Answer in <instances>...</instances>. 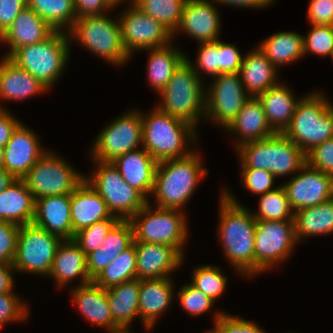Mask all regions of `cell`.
<instances>
[{
  "label": "cell",
  "mask_w": 333,
  "mask_h": 333,
  "mask_svg": "<svg viewBox=\"0 0 333 333\" xmlns=\"http://www.w3.org/2000/svg\"><path fill=\"white\" fill-rule=\"evenodd\" d=\"M178 290V300L180 307L186 311L190 316L203 315L211 310L215 302L209 297L204 295L199 289L194 287L191 283L183 284Z\"/></svg>",
  "instance_id": "46"
},
{
  "label": "cell",
  "mask_w": 333,
  "mask_h": 333,
  "mask_svg": "<svg viewBox=\"0 0 333 333\" xmlns=\"http://www.w3.org/2000/svg\"><path fill=\"white\" fill-rule=\"evenodd\" d=\"M303 36L291 31H282L267 37L258 44V47L279 70L282 65L302 59L304 56Z\"/></svg>",
  "instance_id": "36"
},
{
  "label": "cell",
  "mask_w": 333,
  "mask_h": 333,
  "mask_svg": "<svg viewBox=\"0 0 333 333\" xmlns=\"http://www.w3.org/2000/svg\"><path fill=\"white\" fill-rule=\"evenodd\" d=\"M116 19L109 18L107 14L76 18L68 31L70 42L76 40L109 64L122 66L131 57L123 47L121 27L118 17Z\"/></svg>",
  "instance_id": "9"
},
{
  "label": "cell",
  "mask_w": 333,
  "mask_h": 333,
  "mask_svg": "<svg viewBox=\"0 0 333 333\" xmlns=\"http://www.w3.org/2000/svg\"><path fill=\"white\" fill-rule=\"evenodd\" d=\"M283 134L305 154L333 138V105L325 93L314 91L302 96Z\"/></svg>",
  "instance_id": "4"
},
{
  "label": "cell",
  "mask_w": 333,
  "mask_h": 333,
  "mask_svg": "<svg viewBox=\"0 0 333 333\" xmlns=\"http://www.w3.org/2000/svg\"><path fill=\"white\" fill-rule=\"evenodd\" d=\"M240 172L243 187L247 188L252 194L260 196L278 187L273 186L276 177L270 171L255 168H241Z\"/></svg>",
  "instance_id": "49"
},
{
  "label": "cell",
  "mask_w": 333,
  "mask_h": 333,
  "mask_svg": "<svg viewBox=\"0 0 333 333\" xmlns=\"http://www.w3.org/2000/svg\"><path fill=\"white\" fill-rule=\"evenodd\" d=\"M148 202L129 221L136 242L158 243L175 248L184 258L188 222L180 209L159 208Z\"/></svg>",
  "instance_id": "8"
},
{
  "label": "cell",
  "mask_w": 333,
  "mask_h": 333,
  "mask_svg": "<svg viewBox=\"0 0 333 333\" xmlns=\"http://www.w3.org/2000/svg\"><path fill=\"white\" fill-rule=\"evenodd\" d=\"M194 149L183 158L159 161L156 166L152 196L159 208L183 210L192 197L199 180L209 170L204 168L202 157Z\"/></svg>",
  "instance_id": "2"
},
{
  "label": "cell",
  "mask_w": 333,
  "mask_h": 333,
  "mask_svg": "<svg viewBox=\"0 0 333 333\" xmlns=\"http://www.w3.org/2000/svg\"><path fill=\"white\" fill-rule=\"evenodd\" d=\"M277 71L278 69L257 46L244 55L239 74L246 92L250 96L257 97L268 88L280 83Z\"/></svg>",
  "instance_id": "31"
},
{
  "label": "cell",
  "mask_w": 333,
  "mask_h": 333,
  "mask_svg": "<svg viewBox=\"0 0 333 333\" xmlns=\"http://www.w3.org/2000/svg\"><path fill=\"white\" fill-rule=\"evenodd\" d=\"M22 179L36 200L45 196L71 195L85 180V175L48 150Z\"/></svg>",
  "instance_id": "11"
},
{
  "label": "cell",
  "mask_w": 333,
  "mask_h": 333,
  "mask_svg": "<svg viewBox=\"0 0 333 333\" xmlns=\"http://www.w3.org/2000/svg\"><path fill=\"white\" fill-rule=\"evenodd\" d=\"M303 36L304 56L311 53L320 57L331 56L333 51V26L311 25Z\"/></svg>",
  "instance_id": "43"
},
{
  "label": "cell",
  "mask_w": 333,
  "mask_h": 333,
  "mask_svg": "<svg viewBox=\"0 0 333 333\" xmlns=\"http://www.w3.org/2000/svg\"><path fill=\"white\" fill-rule=\"evenodd\" d=\"M20 226L0 220V263L13 264Z\"/></svg>",
  "instance_id": "50"
},
{
  "label": "cell",
  "mask_w": 333,
  "mask_h": 333,
  "mask_svg": "<svg viewBox=\"0 0 333 333\" xmlns=\"http://www.w3.org/2000/svg\"><path fill=\"white\" fill-rule=\"evenodd\" d=\"M14 271L12 264L0 263V293H14Z\"/></svg>",
  "instance_id": "57"
},
{
  "label": "cell",
  "mask_w": 333,
  "mask_h": 333,
  "mask_svg": "<svg viewBox=\"0 0 333 333\" xmlns=\"http://www.w3.org/2000/svg\"><path fill=\"white\" fill-rule=\"evenodd\" d=\"M39 137L22 122L3 147L4 169L16 179H22L48 151L40 145Z\"/></svg>",
  "instance_id": "18"
},
{
  "label": "cell",
  "mask_w": 333,
  "mask_h": 333,
  "mask_svg": "<svg viewBox=\"0 0 333 333\" xmlns=\"http://www.w3.org/2000/svg\"><path fill=\"white\" fill-rule=\"evenodd\" d=\"M218 238L227 261L243 276H255L256 219L227 189L221 191Z\"/></svg>",
  "instance_id": "1"
},
{
  "label": "cell",
  "mask_w": 333,
  "mask_h": 333,
  "mask_svg": "<svg viewBox=\"0 0 333 333\" xmlns=\"http://www.w3.org/2000/svg\"><path fill=\"white\" fill-rule=\"evenodd\" d=\"M133 227L129 220H119L108 232L102 245L88 253L87 272L91 280L133 243Z\"/></svg>",
  "instance_id": "29"
},
{
  "label": "cell",
  "mask_w": 333,
  "mask_h": 333,
  "mask_svg": "<svg viewBox=\"0 0 333 333\" xmlns=\"http://www.w3.org/2000/svg\"><path fill=\"white\" fill-rule=\"evenodd\" d=\"M118 20L123 47L130 57L135 52L164 47L173 42L172 33L165 26L146 15L133 3L119 13Z\"/></svg>",
  "instance_id": "15"
},
{
  "label": "cell",
  "mask_w": 333,
  "mask_h": 333,
  "mask_svg": "<svg viewBox=\"0 0 333 333\" xmlns=\"http://www.w3.org/2000/svg\"><path fill=\"white\" fill-rule=\"evenodd\" d=\"M116 333H129L127 331H119V332H116Z\"/></svg>",
  "instance_id": "63"
},
{
  "label": "cell",
  "mask_w": 333,
  "mask_h": 333,
  "mask_svg": "<svg viewBox=\"0 0 333 333\" xmlns=\"http://www.w3.org/2000/svg\"><path fill=\"white\" fill-rule=\"evenodd\" d=\"M225 130L237 134L235 135L237 139L234 141L235 148L245 143L264 140L275 134L267 122L262 103L253 96L245 102L236 118Z\"/></svg>",
  "instance_id": "28"
},
{
  "label": "cell",
  "mask_w": 333,
  "mask_h": 333,
  "mask_svg": "<svg viewBox=\"0 0 333 333\" xmlns=\"http://www.w3.org/2000/svg\"><path fill=\"white\" fill-rule=\"evenodd\" d=\"M134 279H136V250L132 243L92 281L107 290Z\"/></svg>",
  "instance_id": "39"
},
{
  "label": "cell",
  "mask_w": 333,
  "mask_h": 333,
  "mask_svg": "<svg viewBox=\"0 0 333 333\" xmlns=\"http://www.w3.org/2000/svg\"><path fill=\"white\" fill-rule=\"evenodd\" d=\"M142 145V119L138 109L128 110L103 128L89 152L92 160L112 162Z\"/></svg>",
  "instance_id": "14"
},
{
  "label": "cell",
  "mask_w": 333,
  "mask_h": 333,
  "mask_svg": "<svg viewBox=\"0 0 333 333\" xmlns=\"http://www.w3.org/2000/svg\"><path fill=\"white\" fill-rule=\"evenodd\" d=\"M55 30L28 6L24 8L13 23L0 36V42L8 44L9 57L16 49L31 44L40 43Z\"/></svg>",
  "instance_id": "25"
},
{
  "label": "cell",
  "mask_w": 333,
  "mask_h": 333,
  "mask_svg": "<svg viewBox=\"0 0 333 333\" xmlns=\"http://www.w3.org/2000/svg\"><path fill=\"white\" fill-rule=\"evenodd\" d=\"M214 0H187L178 28L172 34L184 32L198 43L214 42L219 39L221 20Z\"/></svg>",
  "instance_id": "19"
},
{
  "label": "cell",
  "mask_w": 333,
  "mask_h": 333,
  "mask_svg": "<svg viewBox=\"0 0 333 333\" xmlns=\"http://www.w3.org/2000/svg\"><path fill=\"white\" fill-rule=\"evenodd\" d=\"M27 6L55 31L68 32L76 20L74 0H27Z\"/></svg>",
  "instance_id": "38"
},
{
  "label": "cell",
  "mask_w": 333,
  "mask_h": 333,
  "mask_svg": "<svg viewBox=\"0 0 333 333\" xmlns=\"http://www.w3.org/2000/svg\"><path fill=\"white\" fill-rule=\"evenodd\" d=\"M256 220L290 221L294 219V210L288 201L285 188L276 189L260 195L258 211L252 212Z\"/></svg>",
  "instance_id": "41"
},
{
  "label": "cell",
  "mask_w": 333,
  "mask_h": 333,
  "mask_svg": "<svg viewBox=\"0 0 333 333\" xmlns=\"http://www.w3.org/2000/svg\"><path fill=\"white\" fill-rule=\"evenodd\" d=\"M16 178L4 168L0 169V192L6 189Z\"/></svg>",
  "instance_id": "59"
},
{
  "label": "cell",
  "mask_w": 333,
  "mask_h": 333,
  "mask_svg": "<svg viewBox=\"0 0 333 333\" xmlns=\"http://www.w3.org/2000/svg\"><path fill=\"white\" fill-rule=\"evenodd\" d=\"M13 116L7 109H0V147L8 143L13 131L21 123Z\"/></svg>",
  "instance_id": "56"
},
{
  "label": "cell",
  "mask_w": 333,
  "mask_h": 333,
  "mask_svg": "<svg viewBox=\"0 0 333 333\" xmlns=\"http://www.w3.org/2000/svg\"><path fill=\"white\" fill-rule=\"evenodd\" d=\"M94 161L96 170L86 182L106 202L110 213L120 220H129L149 201L135 188L124 181L112 162Z\"/></svg>",
  "instance_id": "10"
},
{
  "label": "cell",
  "mask_w": 333,
  "mask_h": 333,
  "mask_svg": "<svg viewBox=\"0 0 333 333\" xmlns=\"http://www.w3.org/2000/svg\"><path fill=\"white\" fill-rule=\"evenodd\" d=\"M244 56L238 48L231 43L219 39V75L239 73Z\"/></svg>",
  "instance_id": "52"
},
{
  "label": "cell",
  "mask_w": 333,
  "mask_h": 333,
  "mask_svg": "<svg viewBox=\"0 0 333 333\" xmlns=\"http://www.w3.org/2000/svg\"><path fill=\"white\" fill-rule=\"evenodd\" d=\"M216 3H221V5L225 4L227 6H236V7H246L247 8H265L273 4L275 0H214Z\"/></svg>",
  "instance_id": "58"
},
{
  "label": "cell",
  "mask_w": 333,
  "mask_h": 333,
  "mask_svg": "<svg viewBox=\"0 0 333 333\" xmlns=\"http://www.w3.org/2000/svg\"><path fill=\"white\" fill-rule=\"evenodd\" d=\"M70 45L68 32L54 31L40 43L16 49L8 58L51 89L67 66Z\"/></svg>",
  "instance_id": "7"
},
{
  "label": "cell",
  "mask_w": 333,
  "mask_h": 333,
  "mask_svg": "<svg viewBox=\"0 0 333 333\" xmlns=\"http://www.w3.org/2000/svg\"><path fill=\"white\" fill-rule=\"evenodd\" d=\"M282 186L294 211L333 199V177L307 163Z\"/></svg>",
  "instance_id": "17"
},
{
  "label": "cell",
  "mask_w": 333,
  "mask_h": 333,
  "mask_svg": "<svg viewBox=\"0 0 333 333\" xmlns=\"http://www.w3.org/2000/svg\"><path fill=\"white\" fill-rule=\"evenodd\" d=\"M35 199L23 179H15L0 192V220L19 226L33 222Z\"/></svg>",
  "instance_id": "33"
},
{
  "label": "cell",
  "mask_w": 333,
  "mask_h": 333,
  "mask_svg": "<svg viewBox=\"0 0 333 333\" xmlns=\"http://www.w3.org/2000/svg\"><path fill=\"white\" fill-rule=\"evenodd\" d=\"M306 163L333 177V138L306 153Z\"/></svg>",
  "instance_id": "51"
},
{
  "label": "cell",
  "mask_w": 333,
  "mask_h": 333,
  "mask_svg": "<svg viewBox=\"0 0 333 333\" xmlns=\"http://www.w3.org/2000/svg\"><path fill=\"white\" fill-rule=\"evenodd\" d=\"M76 18L104 15L114 9L110 0H74Z\"/></svg>",
  "instance_id": "54"
},
{
  "label": "cell",
  "mask_w": 333,
  "mask_h": 333,
  "mask_svg": "<svg viewBox=\"0 0 333 333\" xmlns=\"http://www.w3.org/2000/svg\"><path fill=\"white\" fill-rule=\"evenodd\" d=\"M149 52L147 62V78L149 85L153 87L154 91L160 93L167 85L174 71L186 59L185 52L174 46L171 42L169 45L145 49Z\"/></svg>",
  "instance_id": "35"
},
{
  "label": "cell",
  "mask_w": 333,
  "mask_h": 333,
  "mask_svg": "<svg viewBox=\"0 0 333 333\" xmlns=\"http://www.w3.org/2000/svg\"><path fill=\"white\" fill-rule=\"evenodd\" d=\"M172 277L161 279L140 280L138 299L139 318L146 331H150L156 325L157 319L162 317L170 307L174 294Z\"/></svg>",
  "instance_id": "22"
},
{
  "label": "cell",
  "mask_w": 333,
  "mask_h": 333,
  "mask_svg": "<svg viewBox=\"0 0 333 333\" xmlns=\"http://www.w3.org/2000/svg\"><path fill=\"white\" fill-rule=\"evenodd\" d=\"M241 168L270 171L275 177L297 173L306 164V154L283 133L236 148Z\"/></svg>",
  "instance_id": "6"
},
{
  "label": "cell",
  "mask_w": 333,
  "mask_h": 333,
  "mask_svg": "<svg viewBox=\"0 0 333 333\" xmlns=\"http://www.w3.org/2000/svg\"><path fill=\"white\" fill-rule=\"evenodd\" d=\"M122 1H123V0H110V2H111L115 7L118 6L119 3H123ZM124 1H126V0H124ZM129 1H131L130 3H133V2H134V0H129Z\"/></svg>",
  "instance_id": "61"
},
{
  "label": "cell",
  "mask_w": 333,
  "mask_h": 333,
  "mask_svg": "<svg viewBox=\"0 0 333 333\" xmlns=\"http://www.w3.org/2000/svg\"><path fill=\"white\" fill-rule=\"evenodd\" d=\"M4 168V151L3 147H0V169Z\"/></svg>",
  "instance_id": "60"
},
{
  "label": "cell",
  "mask_w": 333,
  "mask_h": 333,
  "mask_svg": "<svg viewBox=\"0 0 333 333\" xmlns=\"http://www.w3.org/2000/svg\"><path fill=\"white\" fill-rule=\"evenodd\" d=\"M257 98L262 103L267 122L275 133H283L289 126L301 99L296 98L290 88L281 82L260 93Z\"/></svg>",
  "instance_id": "32"
},
{
  "label": "cell",
  "mask_w": 333,
  "mask_h": 333,
  "mask_svg": "<svg viewBox=\"0 0 333 333\" xmlns=\"http://www.w3.org/2000/svg\"><path fill=\"white\" fill-rule=\"evenodd\" d=\"M213 321L214 330L217 333H266L253 321L220 311H216Z\"/></svg>",
  "instance_id": "48"
},
{
  "label": "cell",
  "mask_w": 333,
  "mask_h": 333,
  "mask_svg": "<svg viewBox=\"0 0 333 333\" xmlns=\"http://www.w3.org/2000/svg\"><path fill=\"white\" fill-rule=\"evenodd\" d=\"M219 266L205 264L193 270L191 284L214 302L226 292L227 277Z\"/></svg>",
  "instance_id": "42"
},
{
  "label": "cell",
  "mask_w": 333,
  "mask_h": 333,
  "mask_svg": "<svg viewBox=\"0 0 333 333\" xmlns=\"http://www.w3.org/2000/svg\"><path fill=\"white\" fill-rule=\"evenodd\" d=\"M308 6L310 25L333 26V0H311Z\"/></svg>",
  "instance_id": "53"
},
{
  "label": "cell",
  "mask_w": 333,
  "mask_h": 333,
  "mask_svg": "<svg viewBox=\"0 0 333 333\" xmlns=\"http://www.w3.org/2000/svg\"><path fill=\"white\" fill-rule=\"evenodd\" d=\"M205 333H217L215 330H214V328L213 329H211V330H208V331H206Z\"/></svg>",
  "instance_id": "62"
},
{
  "label": "cell",
  "mask_w": 333,
  "mask_h": 333,
  "mask_svg": "<svg viewBox=\"0 0 333 333\" xmlns=\"http://www.w3.org/2000/svg\"><path fill=\"white\" fill-rule=\"evenodd\" d=\"M133 243L136 250V279L167 278L184 264V257L173 247L134 240Z\"/></svg>",
  "instance_id": "20"
},
{
  "label": "cell",
  "mask_w": 333,
  "mask_h": 333,
  "mask_svg": "<svg viewBox=\"0 0 333 333\" xmlns=\"http://www.w3.org/2000/svg\"><path fill=\"white\" fill-rule=\"evenodd\" d=\"M293 220L297 242L304 237L333 233V199L294 211Z\"/></svg>",
  "instance_id": "37"
},
{
  "label": "cell",
  "mask_w": 333,
  "mask_h": 333,
  "mask_svg": "<svg viewBox=\"0 0 333 333\" xmlns=\"http://www.w3.org/2000/svg\"><path fill=\"white\" fill-rule=\"evenodd\" d=\"M48 278L54 279L59 288L79 278V286L92 282L87 272L86 254L73 240H62L58 245Z\"/></svg>",
  "instance_id": "26"
},
{
  "label": "cell",
  "mask_w": 333,
  "mask_h": 333,
  "mask_svg": "<svg viewBox=\"0 0 333 333\" xmlns=\"http://www.w3.org/2000/svg\"><path fill=\"white\" fill-rule=\"evenodd\" d=\"M195 73L201 78L202 74L212 75V78L219 75V39L214 42L199 43L196 62L193 63L186 55ZM202 72V73H200ZM204 72V73H203Z\"/></svg>",
  "instance_id": "45"
},
{
  "label": "cell",
  "mask_w": 333,
  "mask_h": 333,
  "mask_svg": "<svg viewBox=\"0 0 333 333\" xmlns=\"http://www.w3.org/2000/svg\"><path fill=\"white\" fill-rule=\"evenodd\" d=\"M185 59L174 71L167 85L158 93L157 107L165 113L187 121L196 129L206 114V87Z\"/></svg>",
  "instance_id": "5"
},
{
  "label": "cell",
  "mask_w": 333,
  "mask_h": 333,
  "mask_svg": "<svg viewBox=\"0 0 333 333\" xmlns=\"http://www.w3.org/2000/svg\"><path fill=\"white\" fill-rule=\"evenodd\" d=\"M140 280L134 279L107 289L111 314L115 321V333L129 330L132 321L139 317L138 299Z\"/></svg>",
  "instance_id": "34"
},
{
  "label": "cell",
  "mask_w": 333,
  "mask_h": 333,
  "mask_svg": "<svg viewBox=\"0 0 333 333\" xmlns=\"http://www.w3.org/2000/svg\"><path fill=\"white\" fill-rule=\"evenodd\" d=\"M70 215L72 223V240L78 231L103 220H120L113 216L106 202L84 180L71 194Z\"/></svg>",
  "instance_id": "21"
},
{
  "label": "cell",
  "mask_w": 333,
  "mask_h": 333,
  "mask_svg": "<svg viewBox=\"0 0 333 333\" xmlns=\"http://www.w3.org/2000/svg\"><path fill=\"white\" fill-rule=\"evenodd\" d=\"M26 7L27 0H0V36Z\"/></svg>",
  "instance_id": "55"
},
{
  "label": "cell",
  "mask_w": 333,
  "mask_h": 333,
  "mask_svg": "<svg viewBox=\"0 0 333 333\" xmlns=\"http://www.w3.org/2000/svg\"><path fill=\"white\" fill-rule=\"evenodd\" d=\"M29 309L16 293H0V331L6 323L27 320Z\"/></svg>",
  "instance_id": "47"
},
{
  "label": "cell",
  "mask_w": 333,
  "mask_h": 333,
  "mask_svg": "<svg viewBox=\"0 0 333 333\" xmlns=\"http://www.w3.org/2000/svg\"><path fill=\"white\" fill-rule=\"evenodd\" d=\"M142 146L157 162L183 158L194 151L198 129L187 121L171 116L157 106L143 115ZM197 131V132H196ZM193 143V144H192ZM189 147V148H188ZM189 149V150H188Z\"/></svg>",
  "instance_id": "3"
},
{
  "label": "cell",
  "mask_w": 333,
  "mask_h": 333,
  "mask_svg": "<svg viewBox=\"0 0 333 333\" xmlns=\"http://www.w3.org/2000/svg\"><path fill=\"white\" fill-rule=\"evenodd\" d=\"M71 195L45 196L35 200L33 224L62 240H72Z\"/></svg>",
  "instance_id": "23"
},
{
  "label": "cell",
  "mask_w": 333,
  "mask_h": 333,
  "mask_svg": "<svg viewBox=\"0 0 333 333\" xmlns=\"http://www.w3.org/2000/svg\"><path fill=\"white\" fill-rule=\"evenodd\" d=\"M62 239L33 223L20 226L13 261L15 272L47 277Z\"/></svg>",
  "instance_id": "12"
},
{
  "label": "cell",
  "mask_w": 333,
  "mask_h": 333,
  "mask_svg": "<svg viewBox=\"0 0 333 333\" xmlns=\"http://www.w3.org/2000/svg\"><path fill=\"white\" fill-rule=\"evenodd\" d=\"M187 0H134L142 12L159 21L172 34L178 28Z\"/></svg>",
  "instance_id": "40"
},
{
  "label": "cell",
  "mask_w": 333,
  "mask_h": 333,
  "mask_svg": "<svg viewBox=\"0 0 333 333\" xmlns=\"http://www.w3.org/2000/svg\"><path fill=\"white\" fill-rule=\"evenodd\" d=\"M206 87L205 118L226 129L251 97L239 73L220 74Z\"/></svg>",
  "instance_id": "16"
},
{
  "label": "cell",
  "mask_w": 333,
  "mask_h": 333,
  "mask_svg": "<svg viewBox=\"0 0 333 333\" xmlns=\"http://www.w3.org/2000/svg\"><path fill=\"white\" fill-rule=\"evenodd\" d=\"M157 163L143 147L141 150L122 154L112 161L124 181L138 190L148 201L154 188Z\"/></svg>",
  "instance_id": "24"
},
{
  "label": "cell",
  "mask_w": 333,
  "mask_h": 333,
  "mask_svg": "<svg viewBox=\"0 0 333 333\" xmlns=\"http://www.w3.org/2000/svg\"><path fill=\"white\" fill-rule=\"evenodd\" d=\"M72 300L85 319L95 326L105 327L110 333H115V321L111 314L107 290L93 281L73 287Z\"/></svg>",
  "instance_id": "27"
},
{
  "label": "cell",
  "mask_w": 333,
  "mask_h": 333,
  "mask_svg": "<svg viewBox=\"0 0 333 333\" xmlns=\"http://www.w3.org/2000/svg\"><path fill=\"white\" fill-rule=\"evenodd\" d=\"M119 220H103L74 234L73 241L87 255L102 245L110 229Z\"/></svg>",
  "instance_id": "44"
},
{
  "label": "cell",
  "mask_w": 333,
  "mask_h": 333,
  "mask_svg": "<svg viewBox=\"0 0 333 333\" xmlns=\"http://www.w3.org/2000/svg\"><path fill=\"white\" fill-rule=\"evenodd\" d=\"M0 60V100H23L47 91L40 81L8 57ZM0 109H4L0 104Z\"/></svg>",
  "instance_id": "30"
},
{
  "label": "cell",
  "mask_w": 333,
  "mask_h": 333,
  "mask_svg": "<svg viewBox=\"0 0 333 333\" xmlns=\"http://www.w3.org/2000/svg\"><path fill=\"white\" fill-rule=\"evenodd\" d=\"M296 243L294 220H256L255 276L287 261Z\"/></svg>",
  "instance_id": "13"
}]
</instances>
